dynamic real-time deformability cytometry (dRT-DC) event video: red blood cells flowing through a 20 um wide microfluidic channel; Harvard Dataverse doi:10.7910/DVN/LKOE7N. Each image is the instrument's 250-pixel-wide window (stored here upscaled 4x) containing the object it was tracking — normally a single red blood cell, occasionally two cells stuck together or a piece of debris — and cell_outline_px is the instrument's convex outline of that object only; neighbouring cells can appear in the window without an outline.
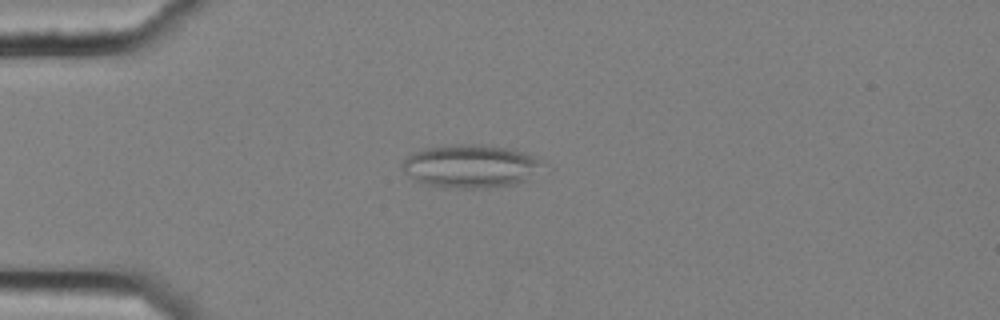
{"species": "common noctule bat (a hibernating species)", "species_latin": "Nyctalus noctula", "temperature_condition": "cold", "stored_images_in_passage": 8, "camera_frame_rate_fps": 3000, "um_per_image_px": 0.085, "animal": {"sex": "female", "body_mass_g": 25.1}, "frame": {"image": 1, "passage_image": 3, "time_ms": 0.667, "image_size_px": [1000, 320], "cell_outline_px": [[548, 164], [524, 180], [516, 184], [488, 188], [440, 188], [416, 180], [404, 172], [400, 168], [400, 164], [412, 152], [424, 148], [456, 144], [480, 144], [512, 148], [536, 156]], "centroid_in_image_um": [40.01, 14.11], "position_along_channel_um": 45.0, "area_um2": 35.84}}